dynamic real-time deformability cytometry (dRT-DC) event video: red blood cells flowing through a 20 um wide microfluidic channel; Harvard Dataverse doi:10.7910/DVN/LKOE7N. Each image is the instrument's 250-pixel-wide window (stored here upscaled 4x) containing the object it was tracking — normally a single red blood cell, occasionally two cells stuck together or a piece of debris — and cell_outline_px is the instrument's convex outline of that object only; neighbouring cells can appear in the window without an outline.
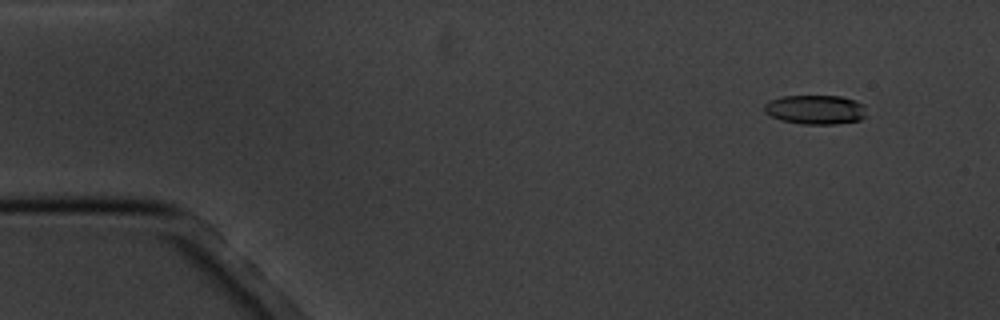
{"species": "common noctule bat (a hibernating species)", "species_latin": "Nyctalus noctula", "temperature_condition": "cold", "stored_images_in_passage": 8, "camera_frame_rate_fps": 3000, "um_per_image_px": 0.085, "animal": {"sex": "male", "body_mass_g": 20.1, "forearm_length_mm": 53.5}, "frame": {"image": 1, "passage_image": 2, "time_ms": 1.0, "image_size_px": [1000, 320], "cell_outline_px": [[868, 116], [860, 120], [836, 124], [800, 124], [780, 120], [764, 112], [764, 104], [768, 100], [780, 96], [840, 96], [856, 100], [864, 104]], "centroid_in_image_um": [69.33, 9.32], "position_along_channel_um": 15.7, "area_um2": 17.8}}
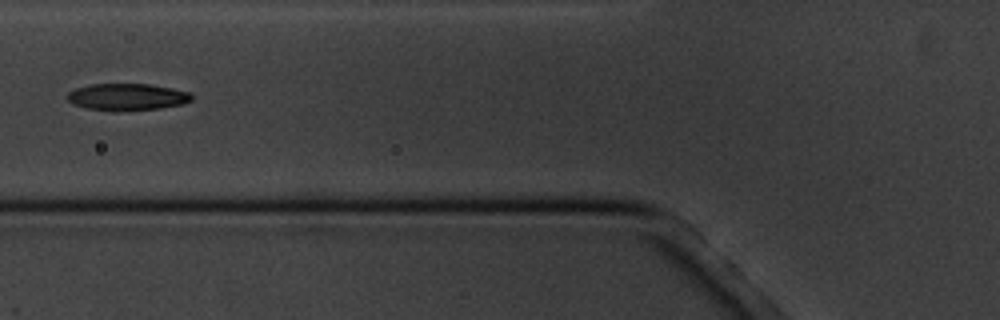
{"frame": {"image": 2, "passage_image": 6, "time_ms": 6.667, "image_size_px": [1000, 320], "cell_outline_px": [[192, 100], [184, 104], [160, 108], [120, 112], [116, 112], [88, 108], [72, 104], [64, 96], [68, 92], [76, 88], [88, 84], [148, 84], [172, 88], [188, 92], [192, 96]], "centroid_in_image_um": [10.77, 8.25], "position_along_channel_um": 115.0, "area_um2": 19.77}}
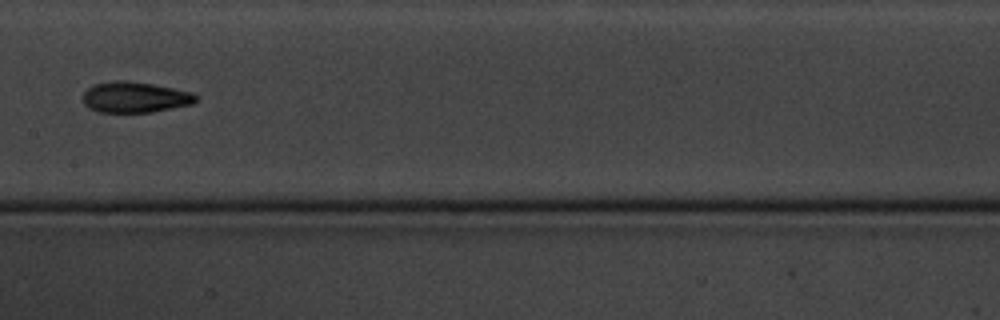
{"frame": {"image": 3, "passage_image": 8, "time_ms": 9.0, "image_size_px": [1000, 320], "cell_outline_px": [[196, 100], [192, 104], [152, 112], [100, 112], [88, 108], [84, 104], [84, 92], [88, 88], [96, 84], [112, 80], [128, 80], [152, 84], [192, 92], [196, 96]], "centroid_in_image_um": [11.45, 8.26], "position_along_channel_um": 195.9, "area_um2": 20.17}}